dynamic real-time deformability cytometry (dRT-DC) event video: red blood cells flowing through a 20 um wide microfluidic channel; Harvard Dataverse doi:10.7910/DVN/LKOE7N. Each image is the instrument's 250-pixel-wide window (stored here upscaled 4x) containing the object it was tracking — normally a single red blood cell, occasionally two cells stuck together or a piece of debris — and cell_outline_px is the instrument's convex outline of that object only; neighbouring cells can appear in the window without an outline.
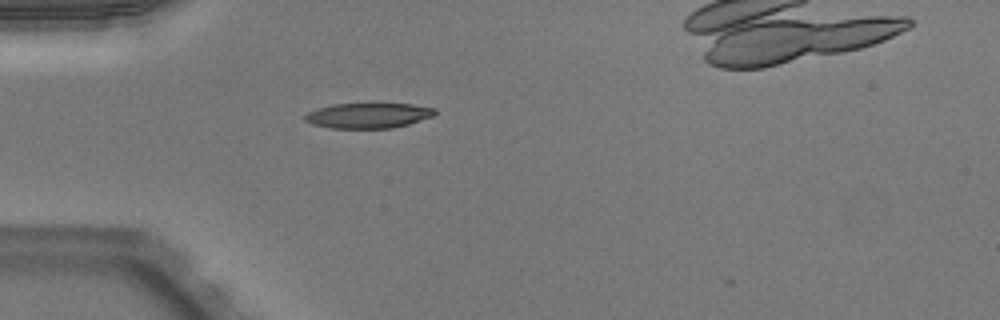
{"species": "Egyptian fruit bat (a non-hibernating species)", "species_latin": "Rousettus aegyptiacus", "temperature_condition": "warm", "stored_images_in_passage": 35, "camera_frame_rate_fps": 3000, "um_per_image_px": 0.085, "animal": {"sex": "male"}, "frame": {"image": 1, "passage_image": 2, "time_ms": 0.333, "image_size_px": [1000, 320], "cell_outline_px": [[436, 112], [432, 116], [408, 124], [392, 128], [332, 128], [312, 124], [304, 120], [304, 116], [308, 112], [316, 108], [332, 104], [412, 104], [436, 108]], "centroid_in_image_um": [31.27, 9.82], "position_along_channel_um": 53.7, "area_um2": 19.02}}
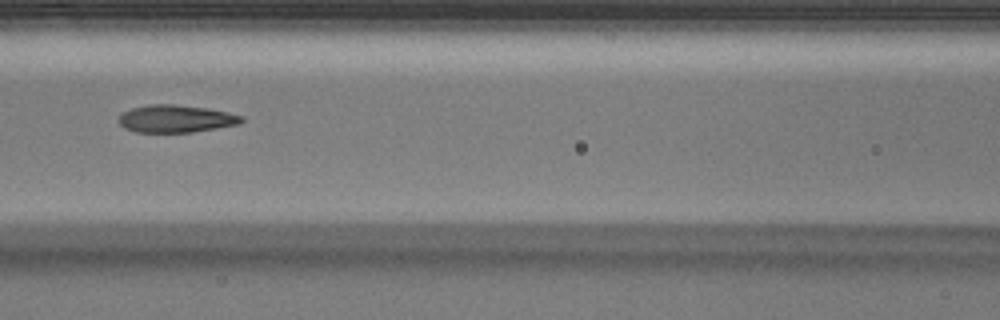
{"frame": {"image": 2, "passage_image": 10, "time_ms": 3.0, "image_size_px": [1000, 320], "cell_outline_px": [[244, 120], [240, 124], [192, 132], [136, 132], [124, 128], [116, 120], [124, 112], [132, 108], [152, 104], [176, 104], [208, 108], [228, 112], [244, 116]], "centroid_in_image_um": [14.97, 10.09], "position_along_channel_um": 151.6, "area_um2": 19.77}}
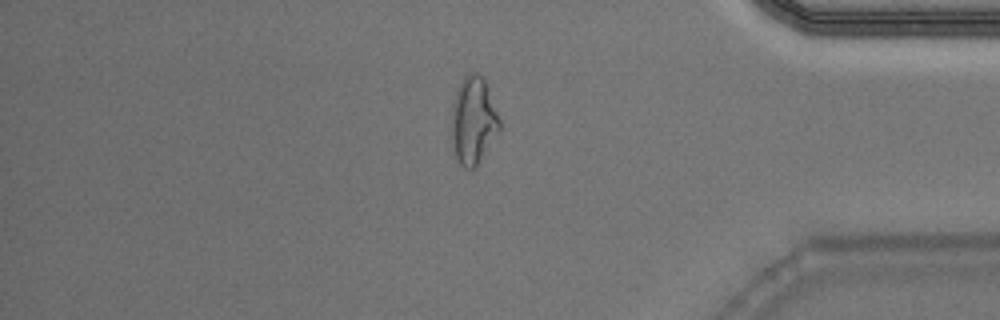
{"frame": {"image": 3, "passage_image": 30, "time_ms": 9.667, "image_size_px": [1000, 320], "cell_outline_px": [[500, 128], [476, 164], [472, 168], [464, 168], [456, 160], [452, 144], [452, 104], [460, 80], [464, 76], [472, 72], [476, 72], [484, 76], [500, 120]], "centroid_in_image_um": [40.21, 10.18], "position_along_channel_um": 395.0, "area_um2": 24.16}}